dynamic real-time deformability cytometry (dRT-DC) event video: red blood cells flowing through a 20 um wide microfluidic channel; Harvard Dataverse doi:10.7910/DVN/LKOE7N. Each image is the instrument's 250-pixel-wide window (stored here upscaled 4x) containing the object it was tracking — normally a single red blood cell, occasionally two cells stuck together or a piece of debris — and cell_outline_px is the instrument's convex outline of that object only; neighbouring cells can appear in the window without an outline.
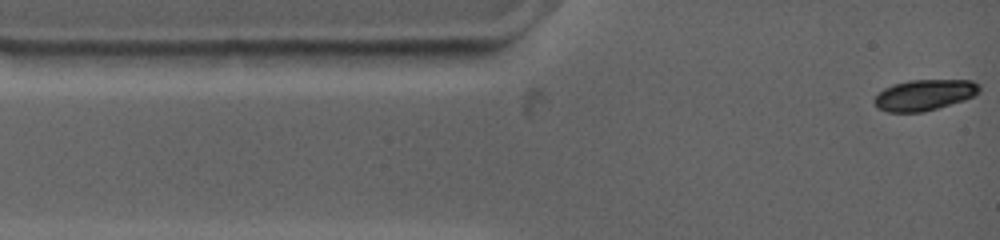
{"species": "common noctule bat (a hibernating species)", "species_latin": "Nyctalus noctula", "temperature_condition": "warm", "stored_images_in_passage": 69, "camera_frame_rate_fps": 4500, "um_per_image_px": 0.085, "animal": {"sex": "female", "body_mass_g": 19.0, "forearm_length_mm": 53.3}, "frame": {"image": 1, "passage_image": 1, "time_ms": 0.0, "image_size_px": [1000, 240], "cell_outline_px": [[980, 92], [964, 100], [924, 112], [888, 112], [876, 108], [872, 100], [884, 88], [892, 84], [912, 80], [972, 80], [980, 84]], "centroid_in_image_um": [78.56, 8.07], "position_along_channel_um": 6.4, "area_um2": 19.02}}
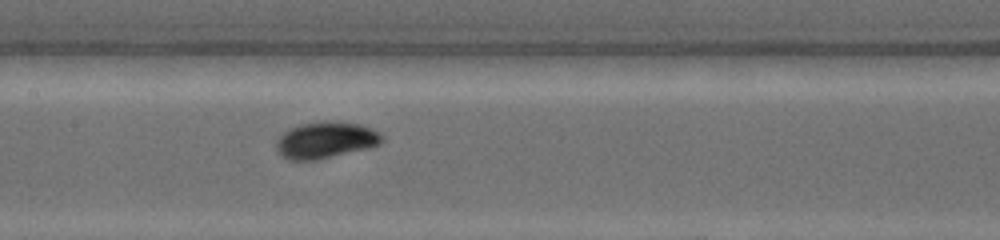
{"frame": {"image": 2, "passage_image": 27, "time_ms": 5.778, "image_size_px": [1000, 240], "cell_outline_px": [[384, 140], [376, 144], [312, 160], [292, 160], [284, 156], [280, 152], [276, 144], [280, 136], [288, 128], [300, 124], [320, 120], [336, 120], [356, 124], [368, 128], [376, 132]], "centroid_in_image_um": [27.58, 11.85], "position_along_channel_um": 179.8, "area_um2": 21.44}}
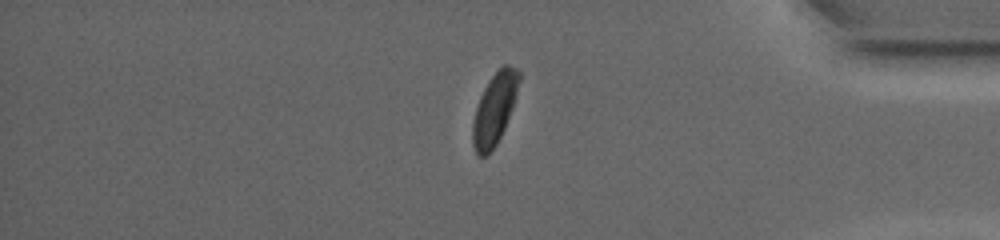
{"frame": {"image": 3, "passage_image": 56, "time_ms": 12.222, "image_size_px": [1000, 240], "cell_outline_px": [[520, 80], [504, 128], [496, 144], [484, 156], [480, 156], [476, 152], [472, 144], [472, 124], [476, 108], [480, 96], [488, 80], [504, 64], [508, 64], [516, 68], [520, 72]], "centroid_in_image_um": [42.01, 9.22], "position_along_channel_um": 393.2, "area_um2": 18.73}, "authors_computed_cell_mechanics": {"area_um2": 19.8254, "velocity_mm_per_s": 3.7592, "shape_relaxation_time_tau1_ms": 2.6852, "shape_relaxation_time_tau2_ms": null, "deformation_change_tau1": 0.1428, "deformation_change_tau2": null}}